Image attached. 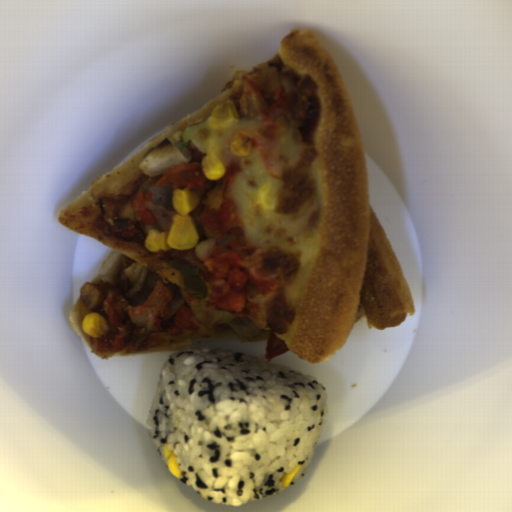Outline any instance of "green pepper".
Here are the masks:
<instances>
[{
  "mask_svg": "<svg viewBox=\"0 0 512 512\" xmlns=\"http://www.w3.org/2000/svg\"><path fill=\"white\" fill-rule=\"evenodd\" d=\"M169 263L179 271L184 292L198 300H204L208 291L198 272L199 268L177 262Z\"/></svg>",
  "mask_w": 512,
  "mask_h": 512,
  "instance_id": "obj_1",
  "label": "green pepper"
}]
</instances>
